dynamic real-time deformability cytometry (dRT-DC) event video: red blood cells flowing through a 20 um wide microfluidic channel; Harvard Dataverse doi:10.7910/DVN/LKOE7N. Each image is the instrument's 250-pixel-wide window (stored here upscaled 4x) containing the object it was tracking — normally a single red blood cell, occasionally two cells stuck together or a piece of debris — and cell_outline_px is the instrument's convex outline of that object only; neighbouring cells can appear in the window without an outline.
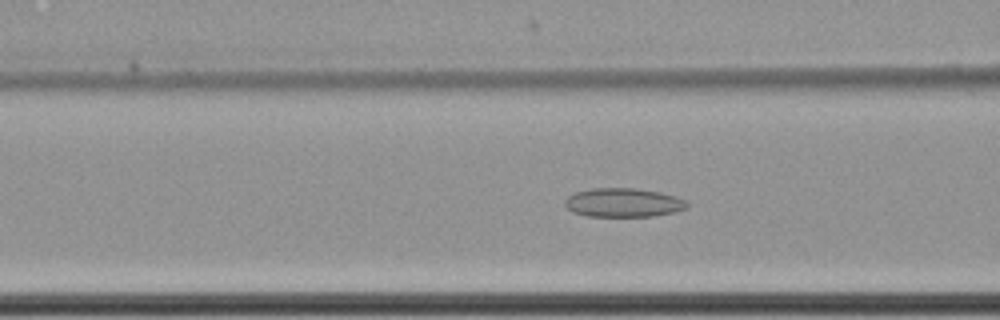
{"species": "common noctule bat (a hibernating species)", "species_latin": "Nyctalus noctula", "temperature_condition": "cold", "stored_images_in_passage": 62, "camera_frame_rate_fps": 3000, "um_per_image_px": 0.085, "animal": {"sex": "female", "body_mass_g": 22.7, "forearm_length_mm": 54.2}, "frame": {"image": 1, "passage_image": 27, "time_ms": 8.667, "image_size_px": [1000, 320], "cell_outline_px": [[688, 208], [676, 212], [652, 216], [584, 216], [572, 212], [564, 204], [564, 200], [568, 196], [576, 192], [592, 188], [636, 188], [660, 192], [676, 196], [688, 200]], "centroid_in_image_um": [53.01, 17.22], "position_along_channel_um": 113.6, "area_um2": 20.81}}
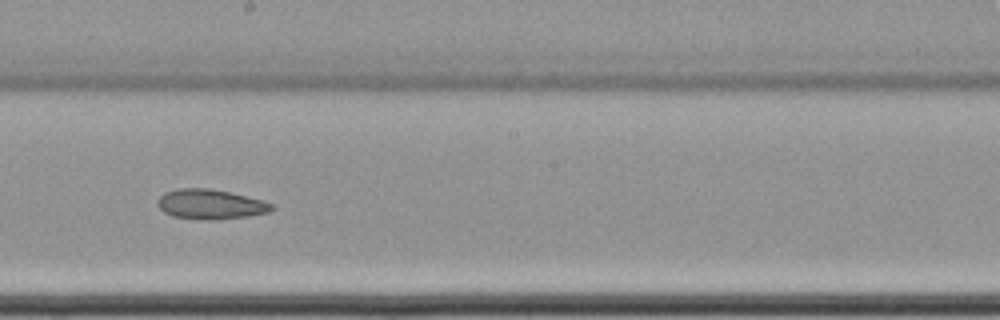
{"frame": {"image": 2, "passage_image": 37, "time_ms": 12.0, "image_size_px": [1000, 320], "cell_outline_px": [[276, 208], [268, 212], [248, 216], [212, 220], [200, 220], [172, 216], [164, 212], [156, 204], [156, 200], [164, 192], [180, 188], [208, 188], [228, 192], [260, 200], [272, 204]], "centroid_in_image_um": [17.83, 17.37], "position_along_channel_um": 230.4, "area_um2": 19.77}}
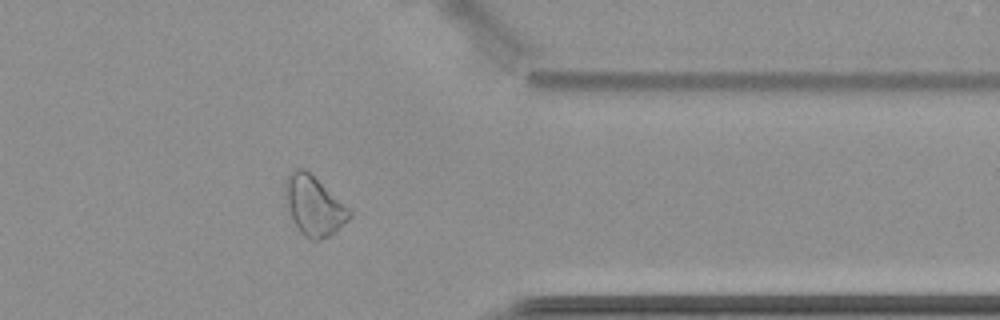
{"frame": {"image": 3, "passage_image": 51, "time_ms": 16.667, "image_size_px": [1000, 320], "cell_outline_px": [[352, 216], [348, 220], [328, 236], [320, 240], [312, 240], [304, 236], [300, 232], [292, 220], [284, 196], [284, 180], [292, 168], [304, 168], [348, 208], [352, 212]], "centroid_in_image_um": [26.62, 17.47], "position_along_channel_um": 384.8, "area_um2": 22.02}, "authors_computed_cell_mechanics": {"area_um2": 23.4668, "velocity_mm_per_s": 3.501, "shape_relaxation_time_tau1_ms": null, "shape_relaxation_time_tau2_ms": 2.6837, "deformation_change_tau1": null, "deformation_change_tau2": 0.0849}}